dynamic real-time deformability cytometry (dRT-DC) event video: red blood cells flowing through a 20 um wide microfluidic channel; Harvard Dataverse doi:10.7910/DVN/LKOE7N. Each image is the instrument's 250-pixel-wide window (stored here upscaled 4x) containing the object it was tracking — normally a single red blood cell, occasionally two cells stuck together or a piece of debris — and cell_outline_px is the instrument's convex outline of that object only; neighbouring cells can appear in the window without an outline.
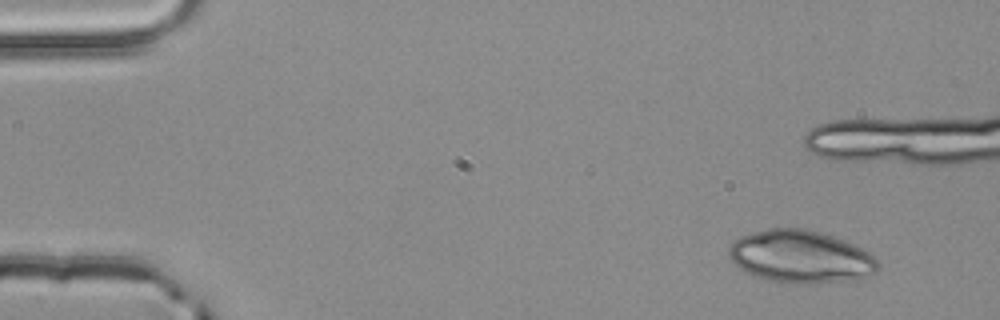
{"species": "common noctule bat (a hibernating species)", "species_latin": "Nyctalus noctula", "temperature_condition": "room temperature", "stored_images_in_passage": 8, "segment_of_instrument_passage": [1, 2], "camera_frame_rate_fps": 3000, "um_per_image_px": 0.085, "animal": {"sex": "male", "body_mass_g": 20.4}, "frame": {"image": 1, "passage_image": 1, "time_ms": 0.0, "image_size_px": [1000, 320], "cell_outline_px": [[880, 264], [876, 272], [860, 280], [812, 284], [788, 284], [768, 280], [756, 276], [740, 268], [728, 256], [728, 248], [740, 236], [764, 228], [804, 228], [820, 232], [844, 240], [868, 252]], "centroid_in_image_um": [68.07, 21.84], "position_along_channel_um": 16.9, "area_um2": 46.07}}